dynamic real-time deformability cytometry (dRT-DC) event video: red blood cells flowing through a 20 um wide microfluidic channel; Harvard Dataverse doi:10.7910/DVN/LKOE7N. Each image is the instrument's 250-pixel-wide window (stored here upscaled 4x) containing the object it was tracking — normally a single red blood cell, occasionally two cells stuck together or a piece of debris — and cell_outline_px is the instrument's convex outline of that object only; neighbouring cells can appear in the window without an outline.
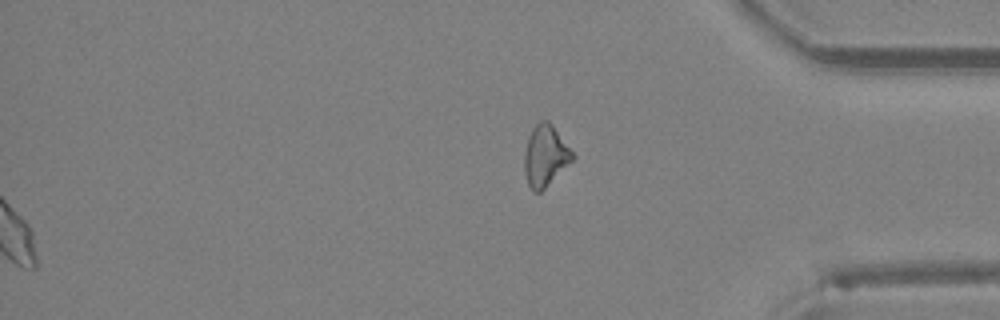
{"species": "Egyptian fruit bat (a non-hibernating species)", "species_latin": "Rousettus aegyptiacus", "temperature_condition": "room temperature", "stored_images_in_passage": 32, "segment_of_instrument_passage": [2, 2], "camera_frame_rate_fps": 3000, "um_per_image_px": 0.085, "animal": {"sex": "female"}, "frame": {"image": 1, "passage_image": 32, "time_ms": 10.333, "image_size_px": [1000, 320], "cell_outline_px": [[576, 156], [540, 192], [532, 192], [528, 184], [524, 172], [524, 152], [528, 136], [532, 128], [540, 120], [548, 120], [552, 124]], "centroid_in_image_um": [46.32, 13.22], "position_along_channel_um": 388.9, "area_um2": 17.05}}